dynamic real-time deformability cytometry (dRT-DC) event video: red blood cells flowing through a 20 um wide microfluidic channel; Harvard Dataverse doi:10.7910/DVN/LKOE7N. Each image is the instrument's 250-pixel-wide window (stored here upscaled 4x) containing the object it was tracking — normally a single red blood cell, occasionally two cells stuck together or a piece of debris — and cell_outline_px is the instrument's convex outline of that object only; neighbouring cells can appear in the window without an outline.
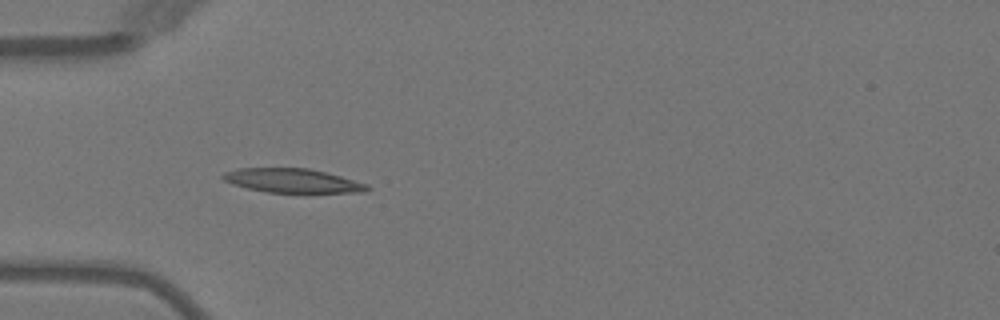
{"species": "Egyptian fruit bat (a non-hibernating species)", "species_latin": "Rousettus aegyptiacus", "temperature_condition": "warm", "stored_images_in_passage": 6, "camera_frame_rate_fps": 3000, "um_per_image_px": 0.085, "animal": {"sex": "female"}, "frame": {"image": 1, "passage_image": 5, "time_ms": 5.0, "image_size_px": [1000, 320], "cell_outline_px": [[372, 188], [364, 192], [268, 192], [248, 188], [232, 184], [224, 180], [220, 176], [224, 172], [236, 168], [308, 168], [340, 176], [368, 184]], "centroid_in_image_um": [24.83, 15.35], "position_along_channel_um": 60.2, "area_um2": 20.06}}
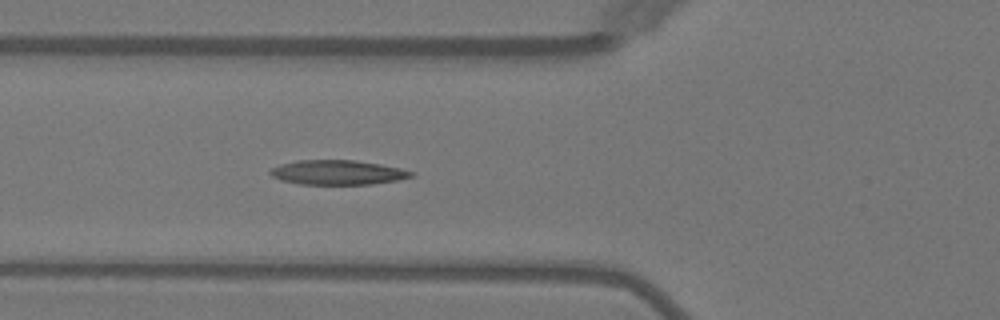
{"frame": {"image": 2, "passage_image": 6, "time_ms": 6.0, "image_size_px": [1000, 320], "cell_outline_px": [[416, 176], [396, 180], [372, 184], [300, 184], [280, 180], [272, 176], [268, 172], [272, 168], [280, 164], [296, 160], [356, 160], [380, 164], [400, 168], [416, 172]], "centroid_in_image_um": [28.71, 14.65], "position_along_channel_um": 97.1, "area_um2": 20.29}}